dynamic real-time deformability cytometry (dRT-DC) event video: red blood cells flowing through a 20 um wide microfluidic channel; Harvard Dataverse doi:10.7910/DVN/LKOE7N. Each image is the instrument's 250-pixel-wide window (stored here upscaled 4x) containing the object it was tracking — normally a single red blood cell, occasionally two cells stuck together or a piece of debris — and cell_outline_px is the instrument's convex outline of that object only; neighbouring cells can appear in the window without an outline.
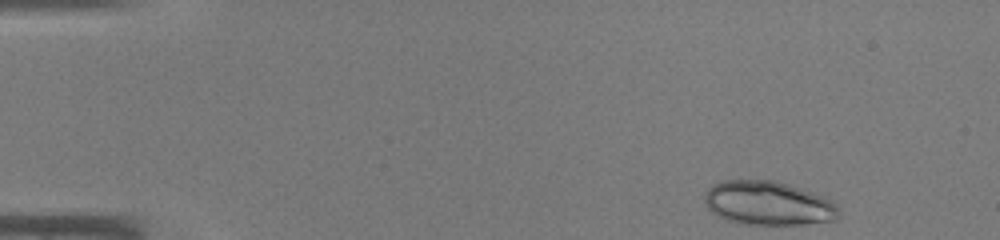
{"species": "common noctule bat (a hibernating species)", "species_latin": "Nyctalus noctula", "temperature_condition": "warm", "stored_images_in_passage": 41, "segment_of_instrument_passage": [1, 2], "camera_frame_rate_fps": 3000, "um_per_image_px": 0.085, "animal": {"sex": "male", "body_mass_g": 19.0, "forearm_length_mm": 50.8}, "frame": {"image": 1, "passage_image": 1, "time_ms": 0.0, "image_size_px": [1000, 240], "cell_outline_px": [[836, 220], [804, 224], [736, 224], [712, 212], [708, 208], [704, 200], [704, 192], [712, 184], [724, 180], [776, 180], [824, 196], [832, 200], [836, 204]], "centroid_in_image_um": [65.25, 17.26], "position_along_channel_um": 19.7, "area_um2": 34.39}}